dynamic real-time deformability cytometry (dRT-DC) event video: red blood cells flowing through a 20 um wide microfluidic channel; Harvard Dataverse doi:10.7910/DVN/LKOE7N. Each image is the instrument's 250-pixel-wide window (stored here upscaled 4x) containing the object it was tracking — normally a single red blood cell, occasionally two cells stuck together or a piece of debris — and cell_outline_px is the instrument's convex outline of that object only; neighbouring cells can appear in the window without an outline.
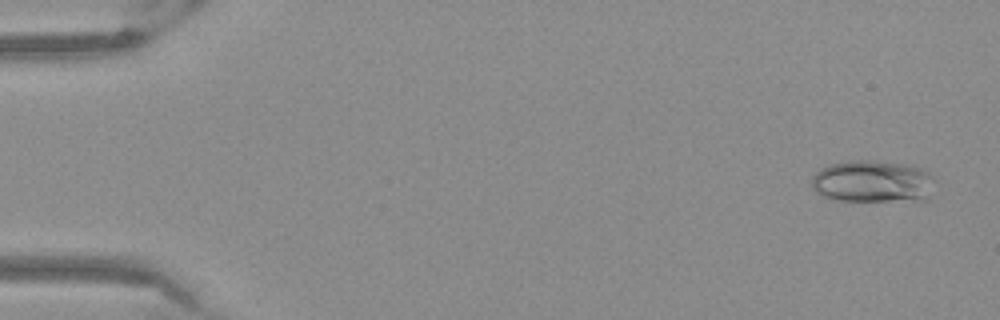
{"species": "Egyptian fruit bat (a non-hibernating species)", "species_latin": "Rousettus aegyptiacus", "temperature_condition": "warm", "stored_images_in_passage": 52, "camera_frame_rate_fps": 3000, "um_per_image_px": 0.085, "frame": {"image": 1, "passage_image": 3, "time_ms": 0.667, "image_size_px": [1000, 320], "cell_outline_px": [[936, 180], [928, 200], [912, 204], [832, 200], [820, 196], [812, 188], [812, 176], [820, 168], [828, 164], [852, 160], [872, 160], [908, 164], [920, 168], [928, 172]], "centroid_in_image_um": [74.24, 15.49], "position_along_channel_um": 10.8, "area_um2": 32.08}}
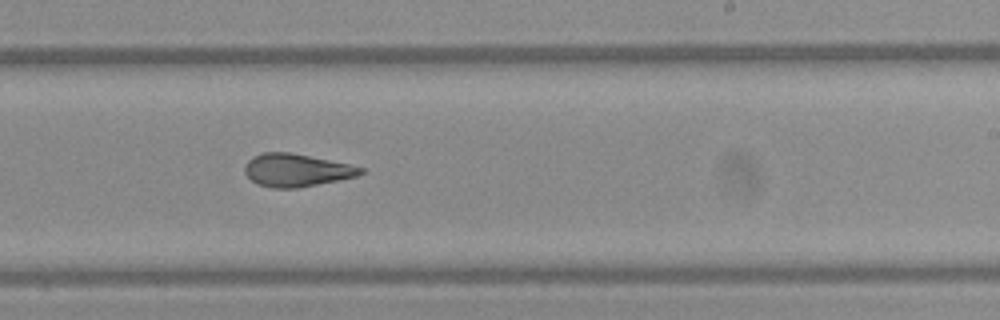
{"frame": {"image": 2, "passage_image": 33, "time_ms": 10.667, "image_size_px": [1000, 320], "cell_outline_px": [[364, 172], [356, 176], [296, 188], [272, 188], [256, 184], [244, 172], [244, 168], [248, 160], [252, 156], [264, 152], [292, 152], [348, 164], [364, 168]], "centroid_in_image_um": [25.15, 14.46], "position_along_channel_um": 263.9, "area_um2": 21.96}}
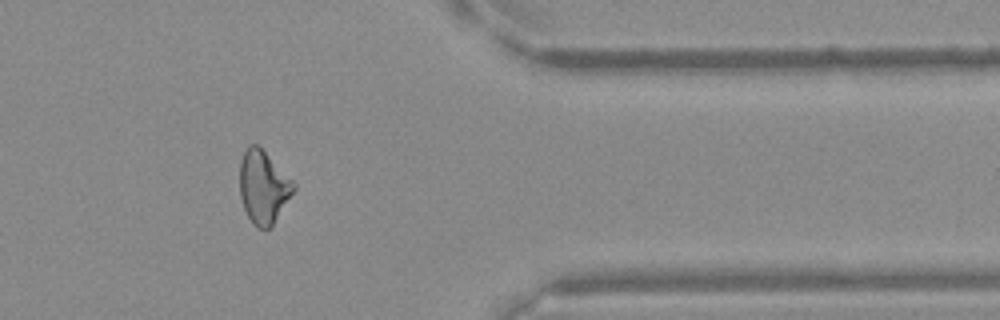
{"frame": {"image": 3, "passage_image": 44, "time_ms": 14.333, "image_size_px": [1000, 320], "cell_outline_px": [[296, 188], [272, 224], [268, 228], [260, 228], [252, 224], [244, 208], [240, 196], [240, 160], [248, 144], [256, 144], [296, 184]], "centroid_in_image_um": [22.36, 15.89], "position_along_channel_um": 389.0, "area_um2": 22.31}}